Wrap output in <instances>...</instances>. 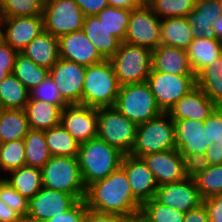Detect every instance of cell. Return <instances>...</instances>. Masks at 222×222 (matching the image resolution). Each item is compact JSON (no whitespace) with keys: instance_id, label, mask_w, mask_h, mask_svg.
<instances>
[{"instance_id":"cell-1","label":"cell","mask_w":222,"mask_h":222,"mask_svg":"<svg viewBox=\"0 0 222 222\" xmlns=\"http://www.w3.org/2000/svg\"><path fill=\"white\" fill-rule=\"evenodd\" d=\"M87 208L126 218L139 214L142 204L134 197L125 170L119 166L106 178L90 184L84 198Z\"/></svg>"},{"instance_id":"cell-2","label":"cell","mask_w":222,"mask_h":222,"mask_svg":"<svg viewBox=\"0 0 222 222\" xmlns=\"http://www.w3.org/2000/svg\"><path fill=\"white\" fill-rule=\"evenodd\" d=\"M123 155L98 137L80 144L77 160L85 187L114 172L121 165Z\"/></svg>"},{"instance_id":"cell-3","label":"cell","mask_w":222,"mask_h":222,"mask_svg":"<svg viewBox=\"0 0 222 222\" xmlns=\"http://www.w3.org/2000/svg\"><path fill=\"white\" fill-rule=\"evenodd\" d=\"M120 85L110 60L87 66L82 91V105L92 108L115 106Z\"/></svg>"},{"instance_id":"cell-4","label":"cell","mask_w":222,"mask_h":222,"mask_svg":"<svg viewBox=\"0 0 222 222\" xmlns=\"http://www.w3.org/2000/svg\"><path fill=\"white\" fill-rule=\"evenodd\" d=\"M42 186L83 200L86 194L77 157L51 156L41 168Z\"/></svg>"},{"instance_id":"cell-5","label":"cell","mask_w":222,"mask_h":222,"mask_svg":"<svg viewBox=\"0 0 222 222\" xmlns=\"http://www.w3.org/2000/svg\"><path fill=\"white\" fill-rule=\"evenodd\" d=\"M109 60L120 86L146 82L152 70V50L126 42Z\"/></svg>"},{"instance_id":"cell-6","label":"cell","mask_w":222,"mask_h":222,"mask_svg":"<svg viewBox=\"0 0 222 222\" xmlns=\"http://www.w3.org/2000/svg\"><path fill=\"white\" fill-rule=\"evenodd\" d=\"M176 148L174 121L167 113L138 125L130 155L143 156Z\"/></svg>"},{"instance_id":"cell-7","label":"cell","mask_w":222,"mask_h":222,"mask_svg":"<svg viewBox=\"0 0 222 222\" xmlns=\"http://www.w3.org/2000/svg\"><path fill=\"white\" fill-rule=\"evenodd\" d=\"M114 107L137 125L163 113L147 82L120 86Z\"/></svg>"},{"instance_id":"cell-8","label":"cell","mask_w":222,"mask_h":222,"mask_svg":"<svg viewBox=\"0 0 222 222\" xmlns=\"http://www.w3.org/2000/svg\"><path fill=\"white\" fill-rule=\"evenodd\" d=\"M97 137L117 148L124 155L130 154L138 125L113 107L97 109Z\"/></svg>"},{"instance_id":"cell-9","label":"cell","mask_w":222,"mask_h":222,"mask_svg":"<svg viewBox=\"0 0 222 222\" xmlns=\"http://www.w3.org/2000/svg\"><path fill=\"white\" fill-rule=\"evenodd\" d=\"M163 113L196 87L195 75H175L151 71L146 81Z\"/></svg>"},{"instance_id":"cell-10","label":"cell","mask_w":222,"mask_h":222,"mask_svg":"<svg viewBox=\"0 0 222 222\" xmlns=\"http://www.w3.org/2000/svg\"><path fill=\"white\" fill-rule=\"evenodd\" d=\"M44 30L57 38L83 29L84 14L74 0H46Z\"/></svg>"},{"instance_id":"cell-11","label":"cell","mask_w":222,"mask_h":222,"mask_svg":"<svg viewBox=\"0 0 222 222\" xmlns=\"http://www.w3.org/2000/svg\"><path fill=\"white\" fill-rule=\"evenodd\" d=\"M124 42L150 50L161 44V19L146 3L131 10Z\"/></svg>"},{"instance_id":"cell-12","label":"cell","mask_w":222,"mask_h":222,"mask_svg":"<svg viewBox=\"0 0 222 222\" xmlns=\"http://www.w3.org/2000/svg\"><path fill=\"white\" fill-rule=\"evenodd\" d=\"M174 121L176 149L190 164L197 163L209 146L207 129L203 121L182 119Z\"/></svg>"},{"instance_id":"cell-13","label":"cell","mask_w":222,"mask_h":222,"mask_svg":"<svg viewBox=\"0 0 222 222\" xmlns=\"http://www.w3.org/2000/svg\"><path fill=\"white\" fill-rule=\"evenodd\" d=\"M86 68L87 66L59 58L49 69V76L53 79L60 95L68 105H82Z\"/></svg>"},{"instance_id":"cell-14","label":"cell","mask_w":222,"mask_h":222,"mask_svg":"<svg viewBox=\"0 0 222 222\" xmlns=\"http://www.w3.org/2000/svg\"><path fill=\"white\" fill-rule=\"evenodd\" d=\"M142 158L158 186L183 180L190 174V164L176 148L150 153Z\"/></svg>"},{"instance_id":"cell-15","label":"cell","mask_w":222,"mask_h":222,"mask_svg":"<svg viewBox=\"0 0 222 222\" xmlns=\"http://www.w3.org/2000/svg\"><path fill=\"white\" fill-rule=\"evenodd\" d=\"M43 30L42 15L3 18L0 22V37L18 52Z\"/></svg>"},{"instance_id":"cell-16","label":"cell","mask_w":222,"mask_h":222,"mask_svg":"<svg viewBox=\"0 0 222 222\" xmlns=\"http://www.w3.org/2000/svg\"><path fill=\"white\" fill-rule=\"evenodd\" d=\"M155 198L183 213L202 204V198L191 174L183 180L158 186Z\"/></svg>"},{"instance_id":"cell-17","label":"cell","mask_w":222,"mask_h":222,"mask_svg":"<svg viewBox=\"0 0 222 222\" xmlns=\"http://www.w3.org/2000/svg\"><path fill=\"white\" fill-rule=\"evenodd\" d=\"M79 143L97 137V109L81 104L67 105L62 109L60 123Z\"/></svg>"},{"instance_id":"cell-18","label":"cell","mask_w":222,"mask_h":222,"mask_svg":"<svg viewBox=\"0 0 222 222\" xmlns=\"http://www.w3.org/2000/svg\"><path fill=\"white\" fill-rule=\"evenodd\" d=\"M120 166L125 170L134 197L141 204L156 196L158 185L143 158L123 155Z\"/></svg>"},{"instance_id":"cell-19","label":"cell","mask_w":222,"mask_h":222,"mask_svg":"<svg viewBox=\"0 0 222 222\" xmlns=\"http://www.w3.org/2000/svg\"><path fill=\"white\" fill-rule=\"evenodd\" d=\"M78 200L71 194L42 187L29 200V217L47 221L51 217L68 211Z\"/></svg>"},{"instance_id":"cell-20","label":"cell","mask_w":222,"mask_h":222,"mask_svg":"<svg viewBox=\"0 0 222 222\" xmlns=\"http://www.w3.org/2000/svg\"><path fill=\"white\" fill-rule=\"evenodd\" d=\"M59 58L90 66L103 62L99 54L83 30L74 31L58 38Z\"/></svg>"},{"instance_id":"cell-21","label":"cell","mask_w":222,"mask_h":222,"mask_svg":"<svg viewBox=\"0 0 222 222\" xmlns=\"http://www.w3.org/2000/svg\"><path fill=\"white\" fill-rule=\"evenodd\" d=\"M217 106L196 86L178 100L167 112L172 120L196 119L204 121Z\"/></svg>"},{"instance_id":"cell-22","label":"cell","mask_w":222,"mask_h":222,"mask_svg":"<svg viewBox=\"0 0 222 222\" xmlns=\"http://www.w3.org/2000/svg\"><path fill=\"white\" fill-rule=\"evenodd\" d=\"M222 14L220 0H195L194 10L185 16L187 22L192 26L193 38L215 39V31L212 22Z\"/></svg>"},{"instance_id":"cell-23","label":"cell","mask_w":222,"mask_h":222,"mask_svg":"<svg viewBox=\"0 0 222 222\" xmlns=\"http://www.w3.org/2000/svg\"><path fill=\"white\" fill-rule=\"evenodd\" d=\"M175 75H194L187 51L160 44L152 50V70Z\"/></svg>"},{"instance_id":"cell-24","label":"cell","mask_w":222,"mask_h":222,"mask_svg":"<svg viewBox=\"0 0 222 222\" xmlns=\"http://www.w3.org/2000/svg\"><path fill=\"white\" fill-rule=\"evenodd\" d=\"M21 53L49 70L59 60L58 38L43 30Z\"/></svg>"},{"instance_id":"cell-25","label":"cell","mask_w":222,"mask_h":222,"mask_svg":"<svg viewBox=\"0 0 222 222\" xmlns=\"http://www.w3.org/2000/svg\"><path fill=\"white\" fill-rule=\"evenodd\" d=\"M82 30L105 60H109L122 43L117 37L110 34L97 15L86 16Z\"/></svg>"},{"instance_id":"cell-26","label":"cell","mask_w":222,"mask_h":222,"mask_svg":"<svg viewBox=\"0 0 222 222\" xmlns=\"http://www.w3.org/2000/svg\"><path fill=\"white\" fill-rule=\"evenodd\" d=\"M64 107L29 98L24 111L30 129L44 131L59 125Z\"/></svg>"},{"instance_id":"cell-27","label":"cell","mask_w":222,"mask_h":222,"mask_svg":"<svg viewBox=\"0 0 222 222\" xmlns=\"http://www.w3.org/2000/svg\"><path fill=\"white\" fill-rule=\"evenodd\" d=\"M186 51L190 67L196 76L222 55V41L204 37L194 39Z\"/></svg>"},{"instance_id":"cell-28","label":"cell","mask_w":222,"mask_h":222,"mask_svg":"<svg viewBox=\"0 0 222 222\" xmlns=\"http://www.w3.org/2000/svg\"><path fill=\"white\" fill-rule=\"evenodd\" d=\"M190 174L195 180L202 200L222 194V164L190 165Z\"/></svg>"},{"instance_id":"cell-29","label":"cell","mask_w":222,"mask_h":222,"mask_svg":"<svg viewBox=\"0 0 222 222\" xmlns=\"http://www.w3.org/2000/svg\"><path fill=\"white\" fill-rule=\"evenodd\" d=\"M193 40L192 26L185 17L161 20V44L187 50Z\"/></svg>"},{"instance_id":"cell-30","label":"cell","mask_w":222,"mask_h":222,"mask_svg":"<svg viewBox=\"0 0 222 222\" xmlns=\"http://www.w3.org/2000/svg\"><path fill=\"white\" fill-rule=\"evenodd\" d=\"M29 130L24 109H0V143L24 139Z\"/></svg>"},{"instance_id":"cell-31","label":"cell","mask_w":222,"mask_h":222,"mask_svg":"<svg viewBox=\"0 0 222 222\" xmlns=\"http://www.w3.org/2000/svg\"><path fill=\"white\" fill-rule=\"evenodd\" d=\"M5 180L28 200L43 187L41 169L27 165L6 174Z\"/></svg>"},{"instance_id":"cell-32","label":"cell","mask_w":222,"mask_h":222,"mask_svg":"<svg viewBox=\"0 0 222 222\" xmlns=\"http://www.w3.org/2000/svg\"><path fill=\"white\" fill-rule=\"evenodd\" d=\"M44 138L52 156L77 157L80 144L61 124L44 130Z\"/></svg>"},{"instance_id":"cell-33","label":"cell","mask_w":222,"mask_h":222,"mask_svg":"<svg viewBox=\"0 0 222 222\" xmlns=\"http://www.w3.org/2000/svg\"><path fill=\"white\" fill-rule=\"evenodd\" d=\"M29 98V91L13 74L0 82V109H24Z\"/></svg>"},{"instance_id":"cell-34","label":"cell","mask_w":222,"mask_h":222,"mask_svg":"<svg viewBox=\"0 0 222 222\" xmlns=\"http://www.w3.org/2000/svg\"><path fill=\"white\" fill-rule=\"evenodd\" d=\"M23 141L26 165L41 169L52 156L44 138V131L30 129Z\"/></svg>"},{"instance_id":"cell-35","label":"cell","mask_w":222,"mask_h":222,"mask_svg":"<svg viewBox=\"0 0 222 222\" xmlns=\"http://www.w3.org/2000/svg\"><path fill=\"white\" fill-rule=\"evenodd\" d=\"M13 75L30 91L47 78L49 70L35 64L19 52L16 56Z\"/></svg>"},{"instance_id":"cell-36","label":"cell","mask_w":222,"mask_h":222,"mask_svg":"<svg viewBox=\"0 0 222 222\" xmlns=\"http://www.w3.org/2000/svg\"><path fill=\"white\" fill-rule=\"evenodd\" d=\"M131 10L107 6L97 14L98 19L111 35L124 42L128 29Z\"/></svg>"},{"instance_id":"cell-37","label":"cell","mask_w":222,"mask_h":222,"mask_svg":"<svg viewBox=\"0 0 222 222\" xmlns=\"http://www.w3.org/2000/svg\"><path fill=\"white\" fill-rule=\"evenodd\" d=\"M25 165V145L23 139L0 144V172L4 176Z\"/></svg>"},{"instance_id":"cell-38","label":"cell","mask_w":222,"mask_h":222,"mask_svg":"<svg viewBox=\"0 0 222 222\" xmlns=\"http://www.w3.org/2000/svg\"><path fill=\"white\" fill-rule=\"evenodd\" d=\"M140 214L149 222H183L185 213L166 206L155 197L142 204Z\"/></svg>"},{"instance_id":"cell-39","label":"cell","mask_w":222,"mask_h":222,"mask_svg":"<svg viewBox=\"0 0 222 222\" xmlns=\"http://www.w3.org/2000/svg\"><path fill=\"white\" fill-rule=\"evenodd\" d=\"M162 20L172 17H185L194 10L195 0H149L146 3Z\"/></svg>"},{"instance_id":"cell-40","label":"cell","mask_w":222,"mask_h":222,"mask_svg":"<svg viewBox=\"0 0 222 222\" xmlns=\"http://www.w3.org/2000/svg\"><path fill=\"white\" fill-rule=\"evenodd\" d=\"M46 0H1L3 18L43 14Z\"/></svg>"},{"instance_id":"cell-41","label":"cell","mask_w":222,"mask_h":222,"mask_svg":"<svg viewBox=\"0 0 222 222\" xmlns=\"http://www.w3.org/2000/svg\"><path fill=\"white\" fill-rule=\"evenodd\" d=\"M31 100L48 102L57 106H67L60 91L57 89L53 79L48 75L47 78L38 86L29 91Z\"/></svg>"},{"instance_id":"cell-42","label":"cell","mask_w":222,"mask_h":222,"mask_svg":"<svg viewBox=\"0 0 222 222\" xmlns=\"http://www.w3.org/2000/svg\"><path fill=\"white\" fill-rule=\"evenodd\" d=\"M0 199L11 209L16 211L21 217H25L29 212V200L22 196L5 179L0 184Z\"/></svg>"},{"instance_id":"cell-43","label":"cell","mask_w":222,"mask_h":222,"mask_svg":"<svg viewBox=\"0 0 222 222\" xmlns=\"http://www.w3.org/2000/svg\"><path fill=\"white\" fill-rule=\"evenodd\" d=\"M196 86L216 105L222 107V75H196Z\"/></svg>"},{"instance_id":"cell-44","label":"cell","mask_w":222,"mask_h":222,"mask_svg":"<svg viewBox=\"0 0 222 222\" xmlns=\"http://www.w3.org/2000/svg\"><path fill=\"white\" fill-rule=\"evenodd\" d=\"M203 125L207 129L209 145L222 142V107L217 106L203 121Z\"/></svg>"},{"instance_id":"cell-45","label":"cell","mask_w":222,"mask_h":222,"mask_svg":"<svg viewBox=\"0 0 222 222\" xmlns=\"http://www.w3.org/2000/svg\"><path fill=\"white\" fill-rule=\"evenodd\" d=\"M86 210L85 200H78L68 211L51 217L46 222H82Z\"/></svg>"},{"instance_id":"cell-46","label":"cell","mask_w":222,"mask_h":222,"mask_svg":"<svg viewBox=\"0 0 222 222\" xmlns=\"http://www.w3.org/2000/svg\"><path fill=\"white\" fill-rule=\"evenodd\" d=\"M19 52L13 49L0 37V69L13 74L16 56Z\"/></svg>"},{"instance_id":"cell-47","label":"cell","mask_w":222,"mask_h":222,"mask_svg":"<svg viewBox=\"0 0 222 222\" xmlns=\"http://www.w3.org/2000/svg\"><path fill=\"white\" fill-rule=\"evenodd\" d=\"M208 212L209 222H222V194L202 200Z\"/></svg>"},{"instance_id":"cell-48","label":"cell","mask_w":222,"mask_h":222,"mask_svg":"<svg viewBox=\"0 0 222 222\" xmlns=\"http://www.w3.org/2000/svg\"><path fill=\"white\" fill-rule=\"evenodd\" d=\"M125 218L112 213H101L87 208L82 222H124Z\"/></svg>"},{"instance_id":"cell-49","label":"cell","mask_w":222,"mask_h":222,"mask_svg":"<svg viewBox=\"0 0 222 222\" xmlns=\"http://www.w3.org/2000/svg\"><path fill=\"white\" fill-rule=\"evenodd\" d=\"M84 16L97 15L108 6V0H74Z\"/></svg>"},{"instance_id":"cell-50","label":"cell","mask_w":222,"mask_h":222,"mask_svg":"<svg viewBox=\"0 0 222 222\" xmlns=\"http://www.w3.org/2000/svg\"><path fill=\"white\" fill-rule=\"evenodd\" d=\"M199 165H219L222 164V150L213 147V143L208 146L202 158L196 163Z\"/></svg>"},{"instance_id":"cell-51","label":"cell","mask_w":222,"mask_h":222,"mask_svg":"<svg viewBox=\"0 0 222 222\" xmlns=\"http://www.w3.org/2000/svg\"><path fill=\"white\" fill-rule=\"evenodd\" d=\"M183 222H209L208 212L204 204L185 213Z\"/></svg>"},{"instance_id":"cell-52","label":"cell","mask_w":222,"mask_h":222,"mask_svg":"<svg viewBox=\"0 0 222 222\" xmlns=\"http://www.w3.org/2000/svg\"><path fill=\"white\" fill-rule=\"evenodd\" d=\"M21 216L0 199V222H20Z\"/></svg>"},{"instance_id":"cell-53","label":"cell","mask_w":222,"mask_h":222,"mask_svg":"<svg viewBox=\"0 0 222 222\" xmlns=\"http://www.w3.org/2000/svg\"><path fill=\"white\" fill-rule=\"evenodd\" d=\"M144 3L141 0H108L109 6L125 9H135L142 6Z\"/></svg>"},{"instance_id":"cell-54","label":"cell","mask_w":222,"mask_h":222,"mask_svg":"<svg viewBox=\"0 0 222 222\" xmlns=\"http://www.w3.org/2000/svg\"><path fill=\"white\" fill-rule=\"evenodd\" d=\"M220 74L222 75V55L219 58L211 62L207 67L202 69L197 75H211Z\"/></svg>"},{"instance_id":"cell-55","label":"cell","mask_w":222,"mask_h":222,"mask_svg":"<svg viewBox=\"0 0 222 222\" xmlns=\"http://www.w3.org/2000/svg\"><path fill=\"white\" fill-rule=\"evenodd\" d=\"M212 28L215 31V39L222 41V14L212 22Z\"/></svg>"},{"instance_id":"cell-56","label":"cell","mask_w":222,"mask_h":222,"mask_svg":"<svg viewBox=\"0 0 222 222\" xmlns=\"http://www.w3.org/2000/svg\"><path fill=\"white\" fill-rule=\"evenodd\" d=\"M124 222H149L147 219H145L140 213L133 215L130 218H126Z\"/></svg>"},{"instance_id":"cell-57","label":"cell","mask_w":222,"mask_h":222,"mask_svg":"<svg viewBox=\"0 0 222 222\" xmlns=\"http://www.w3.org/2000/svg\"><path fill=\"white\" fill-rule=\"evenodd\" d=\"M20 222H46V221L34 219L32 217H29V216H25V217L21 218Z\"/></svg>"},{"instance_id":"cell-58","label":"cell","mask_w":222,"mask_h":222,"mask_svg":"<svg viewBox=\"0 0 222 222\" xmlns=\"http://www.w3.org/2000/svg\"><path fill=\"white\" fill-rule=\"evenodd\" d=\"M8 75H10L7 71L0 69V82L5 79Z\"/></svg>"},{"instance_id":"cell-59","label":"cell","mask_w":222,"mask_h":222,"mask_svg":"<svg viewBox=\"0 0 222 222\" xmlns=\"http://www.w3.org/2000/svg\"><path fill=\"white\" fill-rule=\"evenodd\" d=\"M213 147L222 150V142L213 143Z\"/></svg>"},{"instance_id":"cell-60","label":"cell","mask_w":222,"mask_h":222,"mask_svg":"<svg viewBox=\"0 0 222 222\" xmlns=\"http://www.w3.org/2000/svg\"><path fill=\"white\" fill-rule=\"evenodd\" d=\"M3 19V14H2V2L0 0V22Z\"/></svg>"},{"instance_id":"cell-61","label":"cell","mask_w":222,"mask_h":222,"mask_svg":"<svg viewBox=\"0 0 222 222\" xmlns=\"http://www.w3.org/2000/svg\"><path fill=\"white\" fill-rule=\"evenodd\" d=\"M5 179V176L0 172V184L3 182Z\"/></svg>"},{"instance_id":"cell-62","label":"cell","mask_w":222,"mask_h":222,"mask_svg":"<svg viewBox=\"0 0 222 222\" xmlns=\"http://www.w3.org/2000/svg\"><path fill=\"white\" fill-rule=\"evenodd\" d=\"M143 3H147L149 0H141Z\"/></svg>"}]
</instances>
